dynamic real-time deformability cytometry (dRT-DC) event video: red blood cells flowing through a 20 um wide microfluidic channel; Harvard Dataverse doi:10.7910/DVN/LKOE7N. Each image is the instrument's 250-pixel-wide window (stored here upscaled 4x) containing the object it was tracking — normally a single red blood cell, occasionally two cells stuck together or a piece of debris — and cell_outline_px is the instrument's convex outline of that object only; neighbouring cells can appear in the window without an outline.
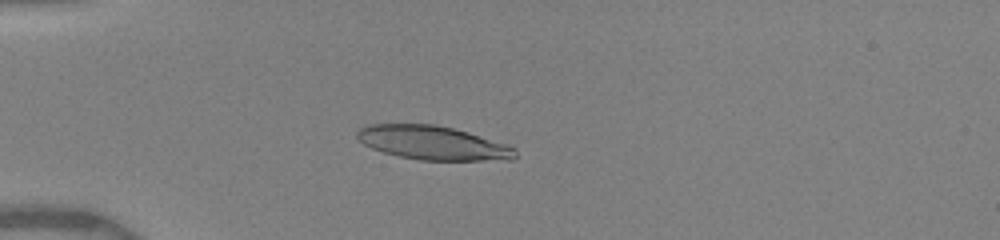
{"species": "human", "species_latin": "Homo sapiens", "temperature_condition": "warm", "stored_images_in_passage": 28, "camera_frame_rate_fps": 3000, "um_per_image_px": 0.085, "donor": {"sex": "female"}, "frame": {"image": 1, "passage_image": 24, "time_ms": 4.667, "image_size_px": [1000, 240], "cell_outline_px": [[516, 156], [512, 160], [420, 160], [400, 156], [384, 152], [372, 148], [364, 144], [356, 136], [356, 132], [360, 128], [372, 124], [432, 124], [452, 128], [468, 132], [516, 148]], "centroid_in_image_um": [36.79, 12.14], "position_along_channel_um": 48.2, "area_um2": 30.87}}